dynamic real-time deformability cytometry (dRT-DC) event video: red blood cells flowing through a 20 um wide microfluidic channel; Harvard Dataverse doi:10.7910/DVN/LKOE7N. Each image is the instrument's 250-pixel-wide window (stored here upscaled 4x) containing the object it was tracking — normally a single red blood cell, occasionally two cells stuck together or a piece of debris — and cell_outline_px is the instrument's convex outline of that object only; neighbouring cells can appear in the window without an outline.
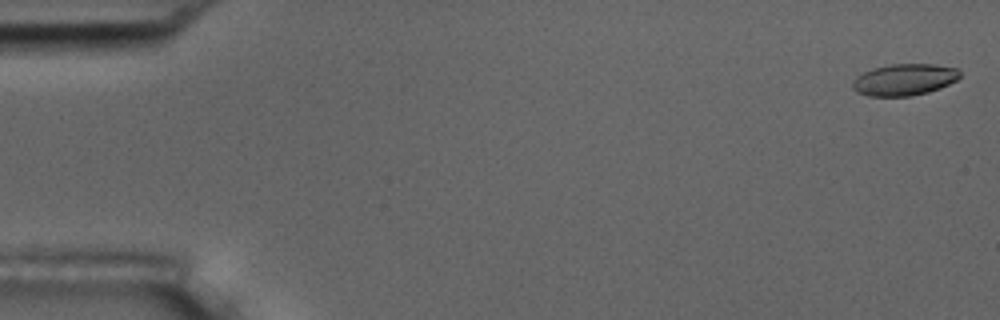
{"species": "common noctule bat (a hibernating species)", "species_latin": "Nyctalus noctula", "temperature_condition": "room temperature", "stored_images_in_passage": 6, "camera_frame_rate_fps": 3000, "um_per_image_px": 0.085, "animal": {"sex": "male", "body_mass_g": 17.5, "forearm_length_mm": 52.3}, "frame": {"image": 1, "passage_image": 1, "time_ms": 0.0, "image_size_px": [1000, 320], "cell_outline_px": [[960, 76], [956, 80], [940, 88], [928, 92], [912, 96], [868, 96], [856, 92], [852, 88], [852, 80], [856, 76], [872, 68], [892, 64], [936, 64], [956, 68], [960, 72]], "centroid_in_image_um": [76.84, 6.77], "position_along_channel_um": 8.2, "area_um2": 19.88}}
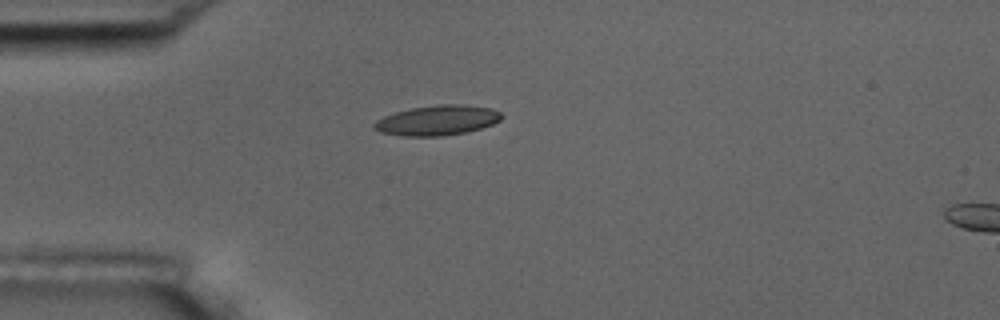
{"frame": {"image": 2, "passage_image": 5, "time_ms": 1.333, "image_size_px": [1000, 320], "cell_outline_px": [[504, 116], [500, 120], [492, 124], [468, 132], [444, 136], [400, 136], [380, 132], [372, 128], [372, 124], [376, 120], [384, 116], [396, 112], [412, 108], [440, 104], [464, 104], [492, 108], [500, 112]], "centroid_in_image_um": [37.17, 10.23], "position_along_channel_um": 47.8, "area_um2": 22.48}}